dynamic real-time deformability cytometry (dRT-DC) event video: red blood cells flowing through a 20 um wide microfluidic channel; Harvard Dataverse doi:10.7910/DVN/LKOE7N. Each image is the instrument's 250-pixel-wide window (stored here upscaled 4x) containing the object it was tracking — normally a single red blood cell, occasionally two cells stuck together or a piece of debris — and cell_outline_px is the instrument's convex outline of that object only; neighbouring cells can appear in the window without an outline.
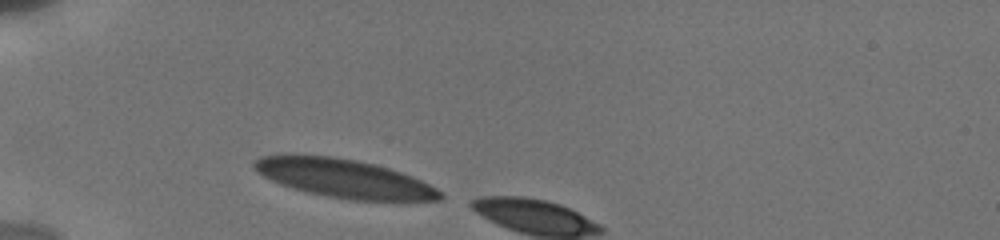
{"species": "human", "species_latin": "Homo sapiens", "temperature_condition": "cold", "stored_images_in_passage": 5, "camera_frame_rate_fps": 3000, "um_per_image_px": 0.085, "donor": {"sex": "male"}, "frame": {"image": 1, "passage_image": 1, "time_ms": 0.0, "image_size_px": [1000, 240], "cell_outline_px": [[444, 196], [440, 200], [352, 200], [328, 196], [308, 192], [292, 188], [280, 184], [264, 176], [252, 164], [260, 156], [284, 152], [292, 152], [332, 156], [356, 160], [376, 164], [412, 176], [436, 188]], "centroid_in_image_um": [29.17, 15.12], "position_along_channel_um": 55.8, "area_um2": 41.96}}